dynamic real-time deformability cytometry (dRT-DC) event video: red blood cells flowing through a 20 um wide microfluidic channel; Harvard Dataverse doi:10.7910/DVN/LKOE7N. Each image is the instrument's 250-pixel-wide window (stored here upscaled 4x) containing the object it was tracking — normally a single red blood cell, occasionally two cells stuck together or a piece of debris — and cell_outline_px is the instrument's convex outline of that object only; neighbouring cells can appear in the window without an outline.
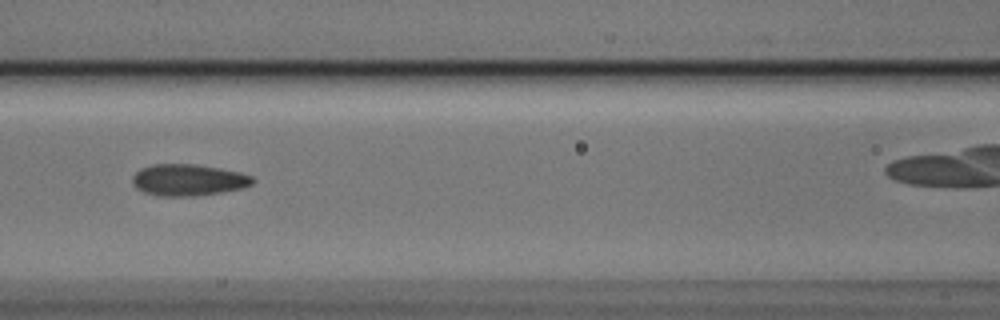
{"species": "Egyptian fruit bat (a non-hibernating species)", "species_latin": "Rousettus aegyptiacus", "temperature_condition": "cold", "stored_images_in_passage": 9, "camera_frame_rate_fps": 3000, "um_per_image_px": 0.085, "animal": {"sex": "male"}, "frame": {"image": 1, "passage_image": 6, "time_ms": 1.667, "image_size_px": [1000, 320], "cell_outline_px": [[256, 180], [252, 184], [244, 188], [220, 192], [192, 196], [156, 196], [144, 192], [136, 188], [132, 184], [132, 176], [140, 168], [152, 164], [196, 164], [220, 168], [240, 172], [252, 176]], "centroid_in_image_um": [15.99, 15.29], "position_along_channel_um": 150.6, "area_um2": 22.31}}
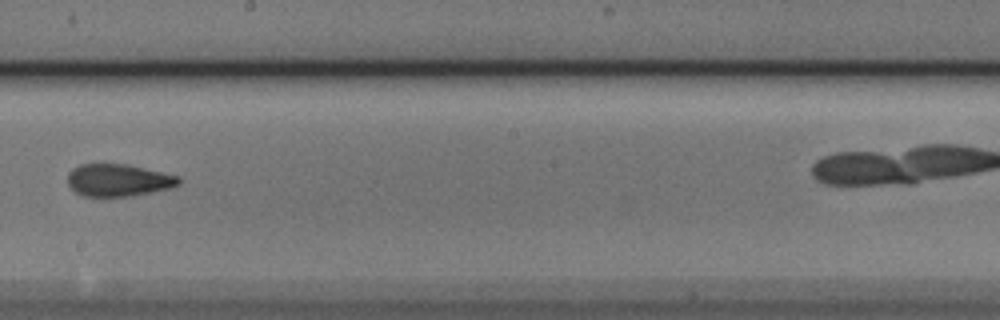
{"frame": {"image": 2, "passage_image": 8, "time_ms": 2.333, "image_size_px": [1000, 320], "cell_outline_px": [[180, 184], [172, 188], [132, 196], [84, 196], [76, 192], [68, 184], [68, 172], [72, 168], [80, 164], [128, 164], [180, 176]], "centroid_in_image_um": [10.08, 15.31], "position_along_channel_um": 238.1, "area_um2": 21.04}}